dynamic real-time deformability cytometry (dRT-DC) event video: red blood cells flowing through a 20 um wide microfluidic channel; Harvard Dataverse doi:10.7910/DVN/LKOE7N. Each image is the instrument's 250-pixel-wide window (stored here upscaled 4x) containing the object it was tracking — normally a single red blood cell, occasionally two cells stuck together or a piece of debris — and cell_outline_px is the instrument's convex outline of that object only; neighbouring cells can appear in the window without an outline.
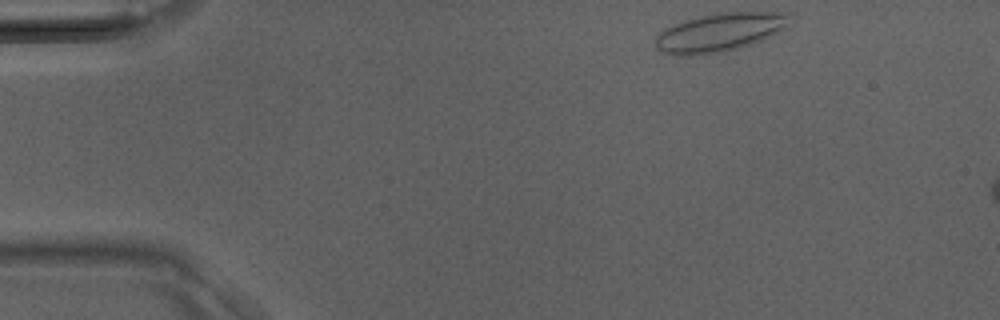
{"species": "Egyptian fruit bat (a non-hibernating species)", "species_latin": "Rousettus aegyptiacus", "temperature_condition": "room temperature", "stored_images_in_passage": 7, "camera_frame_rate_fps": 3000, "um_per_image_px": 0.085, "animal": {"sex": "male"}, "frame": {"image": 1, "passage_image": 1, "time_ms": 0.0, "image_size_px": [1000, 320], "cell_outline_px": [[788, 12], [784, 24], [776, 32], [764, 40], [740, 48], [720, 52], [692, 56], [680, 56], [660, 52], [656, 48], [656, 36], [664, 28], [700, 16], [716, 12]], "centroid_in_image_um": [61.08, 2.77], "position_along_channel_um": 23.9, "area_um2": 29.71}}